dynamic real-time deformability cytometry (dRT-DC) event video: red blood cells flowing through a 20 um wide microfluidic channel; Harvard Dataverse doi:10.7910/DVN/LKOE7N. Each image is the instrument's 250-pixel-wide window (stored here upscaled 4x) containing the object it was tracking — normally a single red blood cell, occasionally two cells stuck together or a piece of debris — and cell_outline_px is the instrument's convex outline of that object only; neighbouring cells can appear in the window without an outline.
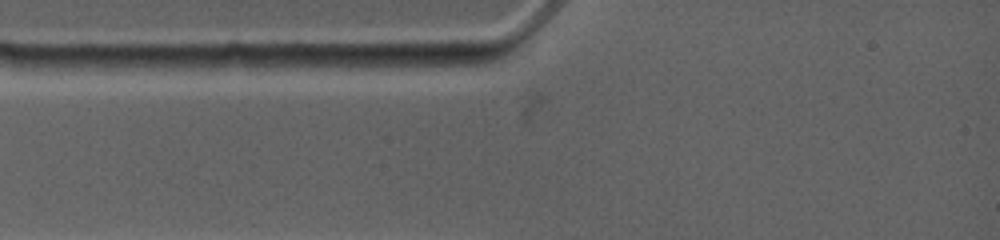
{"species": "common noctule bat (a hibernating species)", "species_latin": "Nyctalus noctula", "temperature_condition": "warm", "stored_images_in_passage": 3, "camera_frame_rate_fps": 4500, "um_per_image_px": 0.085, "animal": {"sex": "female", "body_mass_g": 19.0, "forearm_length_mm": 53.3}, "frame": {"image": 1, "passage_image": 3, "time_ms": 0.667, "image_size_px": [1000, 240], "cell_outline_px": [[464, 64], [448, 72], [388, 72], [356, 64], [352, 60], [352, 56], [456, 52]], "centroid_in_image_um": [34.98, 5.29], "position_along_channel_um": 50.0, "area_um2": 12.66}}